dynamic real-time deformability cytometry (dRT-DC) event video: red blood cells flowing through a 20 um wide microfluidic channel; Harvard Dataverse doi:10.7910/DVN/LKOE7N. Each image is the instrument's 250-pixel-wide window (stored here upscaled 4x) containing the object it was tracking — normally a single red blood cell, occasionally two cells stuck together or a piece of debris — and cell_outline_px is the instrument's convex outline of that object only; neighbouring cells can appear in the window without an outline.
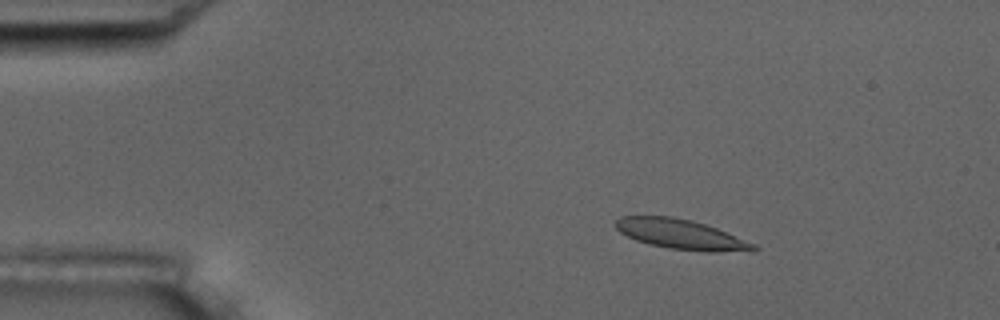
{"species": "common noctule bat (a hibernating species)", "species_latin": "Nyctalus noctula", "temperature_condition": "room temperature", "stored_images_in_passage": 3, "camera_frame_rate_fps": 3000, "um_per_image_px": 0.085, "animal": {"sex": "male", "body_mass_g": 17.5, "forearm_length_mm": 52.3}, "frame": {"image": 1, "passage_image": 1, "time_ms": 0.0, "image_size_px": [1000, 320], "cell_outline_px": [[760, 248], [756, 252], [704, 252], [668, 248], [648, 244], [636, 240], [620, 232], [616, 228], [616, 220], [620, 216], [672, 216], [692, 220], [716, 228], [756, 244]], "centroid_in_image_um": [57.96, 19.94], "position_along_channel_um": 27.0, "area_um2": 24.28}}